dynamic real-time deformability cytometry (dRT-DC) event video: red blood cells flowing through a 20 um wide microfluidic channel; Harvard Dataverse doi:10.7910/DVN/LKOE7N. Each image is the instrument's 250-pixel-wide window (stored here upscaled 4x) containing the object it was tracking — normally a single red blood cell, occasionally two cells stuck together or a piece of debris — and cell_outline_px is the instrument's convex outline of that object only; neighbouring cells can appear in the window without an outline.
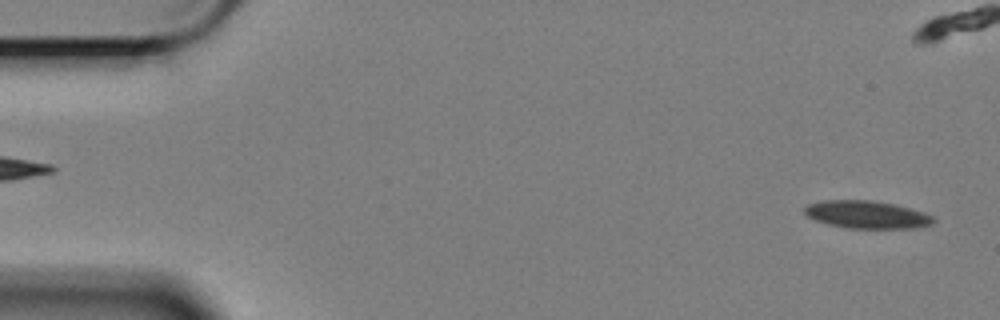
{"species": "Egyptian fruit bat (a non-hibernating species)", "species_latin": "Rousettus aegyptiacus", "temperature_condition": "cold", "stored_images_in_passage": 57, "camera_frame_rate_fps": 3000, "um_per_image_px": 0.085, "animal": {"sex": "female"}, "frame": {"image": 1, "passage_image": 2, "time_ms": 0.333, "image_size_px": [1000, 320], "cell_outline_px": [[936, 220], [932, 224], [916, 228], [848, 228], [828, 224], [816, 220], [808, 216], [804, 212], [804, 208], [808, 204], [824, 200], [872, 200], [896, 204], [924, 212], [932, 216]], "centroid_in_image_um": [73.7, 18.23], "position_along_channel_um": 11.3, "area_um2": 20.81}}
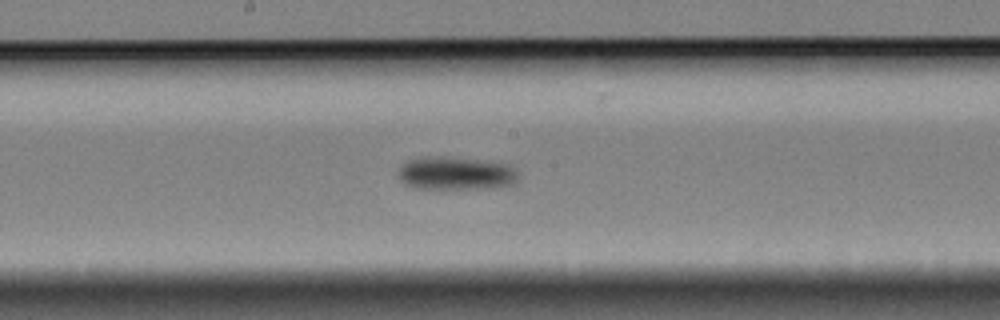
{"frame": {"image": 2, "passage_image": 30, "time_ms": 9.667, "image_size_px": [1000, 320], "cell_outline_px": [[516, 180], [512, 184], [496, 188], [416, 188], [400, 180], [400, 168], [408, 160], [420, 156], [448, 156], [492, 160], [508, 164], [516, 172]], "centroid_in_image_um": [38.77, 14.7], "position_along_channel_um": 209.4, "area_um2": 23.29}}
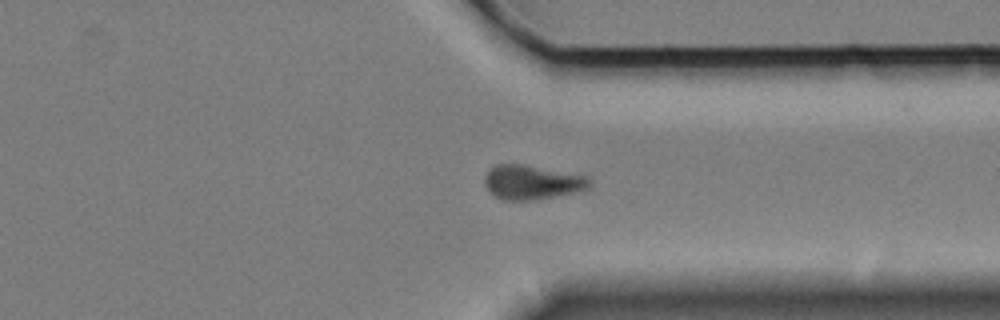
{"frame": {"image": 3, "passage_image": 44, "time_ms": 14.333, "image_size_px": [1000, 320], "cell_outline_px": [[592, 184], [588, 188], [572, 192], [532, 200], [504, 200], [496, 196], [484, 184], [484, 176], [496, 164], [524, 164], [588, 176]], "centroid_in_image_um": [45.22, 15.47], "position_along_channel_um": 366.2, "area_um2": 20.63}}